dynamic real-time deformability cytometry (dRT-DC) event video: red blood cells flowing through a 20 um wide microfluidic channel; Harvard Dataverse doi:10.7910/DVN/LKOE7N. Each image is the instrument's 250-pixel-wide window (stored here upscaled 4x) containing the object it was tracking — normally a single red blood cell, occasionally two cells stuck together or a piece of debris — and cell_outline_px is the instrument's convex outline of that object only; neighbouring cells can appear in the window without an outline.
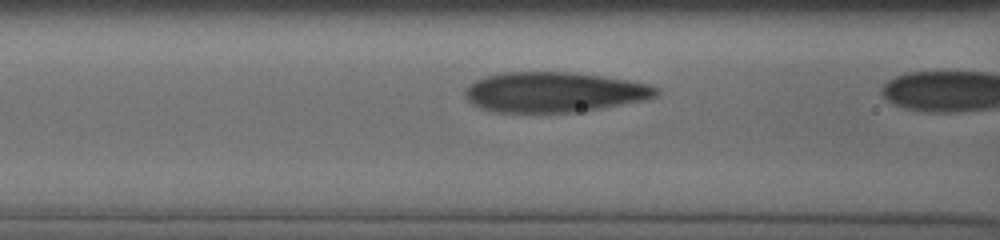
{"species": "human", "species_latin": "Homo sapiens", "temperature_condition": "cold", "stored_images_in_passage": 7, "camera_frame_rate_fps": 3000, "um_per_image_px": 0.085, "donor": {"sex": "male"}, "frame": {"image": 1, "passage_image": 6, "time_ms": 2.0, "image_size_px": [1000, 240], "cell_outline_px": [[660, 92], [656, 96], [644, 100], [576, 112], [492, 112], [480, 108], [472, 104], [464, 96], [464, 88], [468, 84], [484, 76], [504, 72], [572, 72], [600, 76], [648, 84], [656, 88]], "centroid_in_image_um": [47.01, 7.83], "position_along_channel_um": 119.6, "area_um2": 44.62}}